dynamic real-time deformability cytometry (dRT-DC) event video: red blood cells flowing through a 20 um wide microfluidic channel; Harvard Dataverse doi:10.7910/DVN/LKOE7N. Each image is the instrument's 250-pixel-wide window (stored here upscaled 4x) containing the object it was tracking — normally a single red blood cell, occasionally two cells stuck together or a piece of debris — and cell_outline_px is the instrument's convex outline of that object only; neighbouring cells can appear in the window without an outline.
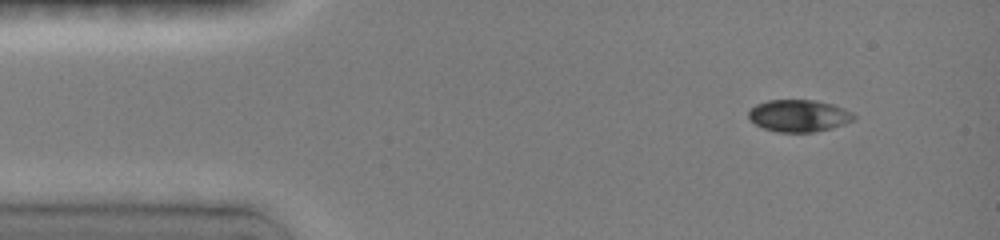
{"species": "common noctule bat (a hibernating species)", "species_latin": "Nyctalus noctula", "temperature_condition": "room temperature", "stored_images_in_passage": 5, "camera_frame_rate_fps": 3000, "um_per_image_px": 0.085, "animal": {"sex": "female", "body_mass_g": 19.0, "forearm_length_mm": 51.5}, "frame": {"image": 1, "passage_image": 2, "time_ms": 1.0, "image_size_px": [1000, 240], "cell_outline_px": [[856, 120], [832, 128], [816, 132], [776, 132], [764, 128], [756, 124], [748, 116], [748, 112], [756, 104], [768, 100], [816, 100], [832, 104], [852, 112], [856, 116]], "centroid_in_image_um": [67.93, 9.84], "position_along_channel_um": 17.1, "area_um2": 19.71}}
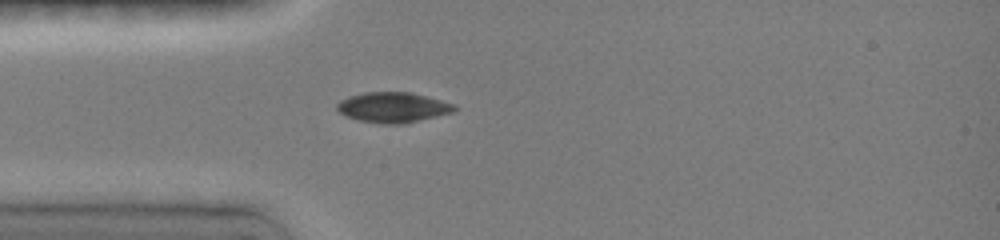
{"frame": {"image": 2, "passage_image": 5, "time_ms": 3.667, "image_size_px": [1000, 240], "cell_outline_px": [[456, 108], [452, 112], [404, 124], [380, 124], [356, 120], [344, 116], [336, 108], [336, 104], [340, 100], [364, 92], [408, 92], [456, 104]], "centroid_in_image_um": [33.36, 9.14], "position_along_channel_um": 51.6, "area_um2": 20.63}}